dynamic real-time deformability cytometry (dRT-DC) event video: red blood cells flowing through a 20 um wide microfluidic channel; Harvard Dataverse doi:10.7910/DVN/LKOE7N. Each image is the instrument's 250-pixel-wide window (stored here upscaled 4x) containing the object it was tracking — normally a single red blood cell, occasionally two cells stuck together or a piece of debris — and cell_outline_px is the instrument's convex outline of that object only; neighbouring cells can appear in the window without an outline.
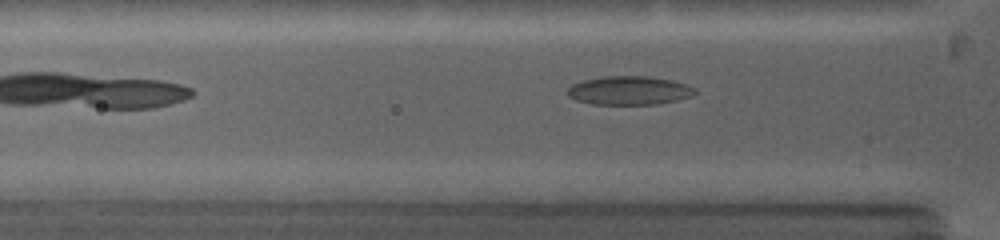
{"species": "common noctule bat (a hibernating species)", "species_latin": "Nyctalus noctula", "temperature_condition": "warm", "stored_images_in_passage": 34, "segment_of_instrument_passage": [1, 2], "camera_frame_rate_fps": 5000, "um_per_image_px": 0.085, "animal": {"sex": "female", "body_mass_g": 19.0, "forearm_length_mm": 53.3}, "frame": {"image": 1, "passage_image": 5, "time_ms": 1.2, "image_size_px": [1000, 240], "cell_outline_px": [[696, 92], [692, 96], [676, 100], [656, 104], [592, 104], [576, 100], [568, 96], [568, 88], [572, 84], [584, 80], [604, 76], [648, 76], [672, 80], [688, 84], [696, 88]], "centroid_in_image_um": [53.5, 7.68], "position_along_channel_um": 72.3, "area_um2": 21.33}}
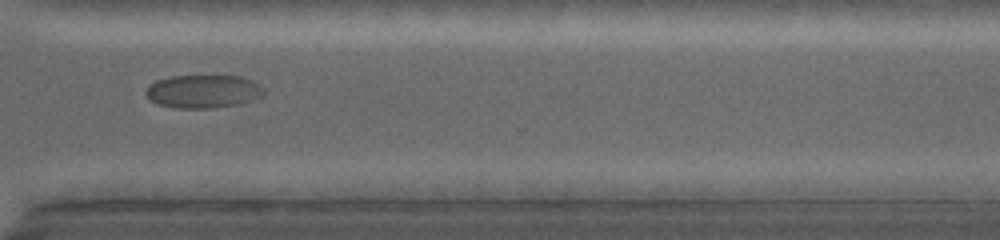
{"frame": {"image": 2, "passage_image": 24, "time_ms": 8.4, "image_size_px": [1000, 240], "cell_outline_px": [[264, 96], [256, 100], [236, 104], [212, 108], [172, 108], [156, 104], [144, 92], [148, 84], [156, 80], [168, 76], [240, 76], [252, 80], [260, 84], [264, 88]], "centroid_in_image_um": [17.28, 7.77], "position_along_channel_um": 353.3, "area_um2": 23.18}}
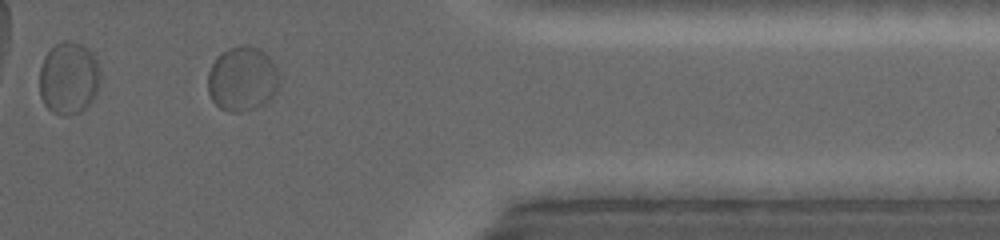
{"frame": {"image": 3, "passage_image": 28, "time_ms": 9.8, "image_size_px": [1000, 240], "cell_outline_px": [[276, 92], [268, 100], [256, 108], [240, 112], [228, 112], [220, 108], [212, 100], [208, 92], [208, 72], [216, 56], [228, 48], [244, 44], [256, 48], [264, 52], [268, 56], [276, 68]], "centroid_in_image_um": [20.54, 6.71], "position_along_channel_um": 390.9, "area_um2": 26.59}}